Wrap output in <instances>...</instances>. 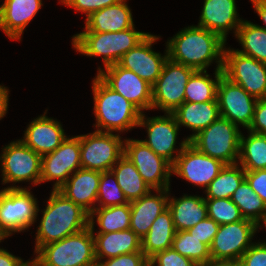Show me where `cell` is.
I'll use <instances>...</instances> for the list:
<instances>
[{"instance_id":"obj_17","label":"cell","mask_w":266,"mask_h":266,"mask_svg":"<svg viewBox=\"0 0 266 266\" xmlns=\"http://www.w3.org/2000/svg\"><path fill=\"white\" fill-rule=\"evenodd\" d=\"M217 100L221 117L249 128L258 99L222 75L217 87Z\"/></svg>"},{"instance_id":"obj_26","label":"cell","mask_w":266,"mask_h":266,"mask_svg":"<svg viewBox=\"0 0 266 266\" xmlns=\"http://www.w3.org/2000/svg\"><path fill=\"white\" fill-rule=\"evenodd\" d=\"M126 1L121 0L93 12L86 18L85 31L82 32H119L134 27L132 12Z\"/></svg>"},{"instance_id":"obj_10","label":"cell","mask_w":266,"mask_h":266,"mask_svg":"<svg viewBox=\"0 0 266 266\" xmlns=\"http://www.w3.org/2000/svg\"><path fill=\"white\" fill-rule=\"evenodd\" d=\"M194 71L168 58L160 76L152 85V110L158 108L165 113H172L182 105L186 84Z\"/></svg>"},{"instance_id":"obj_37","label":"cell","mask_w":266,"mask_h":266,"mask_svg":"<svg viewBox=\"0 0 266 266\" xmlns=\"http://www.w3.org/2000/svg\"><path fill=\"white\" fill-rule=\"evenodd\" d=\"M172 248L182 256L191 259L198 266H203L212 259L210 248L187 230L176 231Z\"/></svg>"},{"instance_id":"obj_18","label":"cell","mask_w":266,"mask_h":266,"mask_svg":"<svg viewBox=\"0 0 266 266\" xmlns=\"http://www.w3.org/2000/svg\"><path fill=\"white\" fill-rule=\"evenodd\" d=\"M225 165L222 161L199 152L188 143L172 165V175L206 189Z\"/></svg>"},{"instance_id":"obj_50","label":"cell","mask_w":266,"mask_h":266,"mask_svg":"<svg viewBox=\"0 0 266 266\" xmlns=\"http://www.w3.org/2000/svg\"><path fill=\"white\" fill-rule=\"evenodd\" d=\"M203 266H240L238 260H213L211 259Z\"/></svg>"},{"instance_id":"obj_39","label":"cell","mask_w":266,"mask_h":266,"mask_svg":"<svg viewBox=\"0 0 266 266\" xmlns=\"http://www.w3.org/2000/svg\"><path fill=\"white\" fill-rule=\"evenodd\" d=\"M207 215L219 225L235 223L243 220L240 209L229 198H205Z\"/></svg>"},{"instance_id":"obj_5","label":"cell","mask_w":266,"mask_h":266,"mask_svg":"<svg viewBox=\"0 0 266 266\" xmlns=\"http://www.w3.org/2000/svg\"><path fill=\"white\" fill-rule=\"evenodd\" d=\"M35 255L42 266H97L94 237L90 226L57 242L42 246Z\"/></svg>"},{"instance_id":"obj_14","label":"cell","mask_w":266,"mask_h":266,"mask_svg":"<svg viewBox=\"0 0 266 266\" xmlns=\"http://www.w3.org/2000/svg\"><path fill=\"white\" fill-rule=\"evenodd\" d=\"M97 76L112 90L120 93L142 113L152 110V85L118 63L105 69L98 68Z\"/></svg>"},{"instance_id":"obj_15","label":"cell","mask_w":266,"mask_h":266,"mask_svg":"<svg viewBox=\"0 0 266 266\" xmlns=\"http://www.w3.org/2000/svg\"><path fill=\"white\" fill-rule=\"evenodd\" d=\"M257 231V224L245 218L235 223L220 225L210 246L211 258L239 261L254 243L252 240Z\"/></svg>"},{"instance_id":"obj_32","label":"cell","mask_w":266,"mask_h":266,"mask_svg":"<svg viewBox=\"0 0 266 266\" xmlns=\"http://www.w3.org/2000/svg\"><path fill=\"white\" fill-rule=\"evenodd\" d=\"M249 135L240 137L238 164L245 171L266 169V136L248 131Z\"/></svg>"},{"instance_id":"obj_29","label":"cell","mask_w":266,"mask_h":266,"mask_svg":"<svg viewBox=\"0 0 266 266\" xmlns=\"http://www.w3.org/2000/svg\"><path fill=\"white\" fill-rule=\"evenodd\" d=\"M175 234L172 214L167 208L154 220L148 233L141 239L142 252L150 259L156 253L172 248Z\"/></svg>"},{"instance_id":"obj_20","label":"cell","mask_w":266,"mask_h":266,"mask_svg":"<svg viewBox=\"0 0 266 266\" xmlns=\"http://www.w3.org/2000/svg\"><path fill=\"white\" fill-rule=\"evenodd\" d=\"M47 111L30 122L21 139L41 157L53 152L67 137L61 123L46 116Z\"/></svg>"},{"instance_id":"obj_43","label":"cell","mask_w":266,"mask_h":266,"mask_svg":"<svg viewBox=\"0 0 266 266\" xmlns=\"http://www.w3.org/2000/svg\"><path fill=\"white\" fill-rule=\"evenodd\" d=\"M97 266H149V259L142 251H139L104 259L99 261Z\"/></svg>"},{"instance_id":"obj_28","label":"cell","mask_w":266,"mask_h":266,"mask_svg":"<svg viewBox=\"0 0 266 266\" xmlns=\"http://www.w3.org/2000/svg\"><path fill=\"white\" fill-rule=\"evenodd\" d=\"M168 209L172 214L176 231H186L208 217L205 198L197 195L169 197Z\"/></svg>"},{"instance_id":"obj_44","label":"cell","mask_w":266,"mask_h":266,"mask_svg":"<svg viewBox=\"0 0 266 266\" xmlns=\"http://www.w3.org/2000/svg\"><path fill=\"white\" fill-rule=\"evenodd\" d=\"M240 266H266V242L253 243L239 259Z\"/></svg>"},{"instance_id":"obj_49","label":"cell","mask_w":266,"mask_h":266,"mask_svg":"<svg viewBox=\"0 0 266 266\" xmlns=\"http://www.w3.org/2000/svg\"><path fill=\"white\" fill-rule=\"evenodd\" d=\"M253 4L254 10L258 16L262 19L265 26H260L266 30V0H250Z\"/></svg>"},{"instance_id":"obj_45","label":"cell","mask_w":266,"mask_h":266,"mask_svg":"<svg viewBox=\"0 0 266 266\" xmlns=\"http://www.w3.org/2000/svg\"><path fill=\"white\" fill-rule=\"evenodd\" d=\"M245 179L266 204V169L245 171Z\"/></svg>"},{"instance_id":"obj_13","label":"cell","mask_w":266,"mask_h":266,"mask_svg":"<svg viewBox=\"0 0 266 266\" xmlns=\"http://www.w3.org/2000/svg\"><path fill=\"white\" fill-rule=\"evenodd\" d=\"M138 126L145 127L148 134V139L142 141L171 165L174 164L178 155L189 143V139L185 138L179 144V150L175 147L180 126L177 124L176 118L172 113L149 118H146L145 113H142ZM176 151L177 154L174 156Z\"/></svg>"},{"instance_id":"obj_3","label":"cell","mask_w":266,"mask_h":266,"mask_svg":"<svg viewBox=\"0 0 266 266\" xmlns=\"http://www.w3.org/2000/svg\"><path fill=\"white\" fill-rule=\"evenodd\" d=\"M97 131L123 132L138 127L142 112L120 93L107 86L97 75L92 81Z\"/></svg>"},{"instance_id":"obj_16","label":"cell","mask_w":266,"mask_h":266,"mask_svg":"<svg viewBox=\"0 0 266 266\" xmlns=\"http://www.w3.org/2000/svg\"><path fill=\"white\" fill-rule=\"evenodd\" d=\"M80 168V135L66 137L53 152L41 157L40 184L56 180L53 190H58Z\"/></svg>"},{"instance_id":"obj_30","label":"cell","mask_w":266,"mask_h":266,"mask_svg":"<svg viewBox=\"0 0 266 266\" xmlns=\"http://www.w3.org/2000/svg\"><path fill=\"white\" fill-rule=\"evenodd\" d=\"M111 171L116 176L117 183L129 202L143 197L152 190L144 182L135 165L125 155L117 161Z\"/></svg>"},{"instance_id":"obj_42","label":"cell","mask_w":266,"mask_h":266,"mask_svg":"<svg viewBox=\"0 0 266 266\" xmlns=\"http://www.w3.org/2000/svg\"><path fill=\"white\" fill-rule=\"evenodd\" d=\"M219 226L213 219L206 217L187 231L210 248Z\"/></svg>"},{"instance_id":"obj_21","label":"cell","mask_w":266,"mask_h":266,"mask_svg":"<svg viewBox=\"0 0 266 266\" xmlns=\"http://www.w3.org/2000/svg\"><path fill=\"white\" fill-rule=\"evenodd\" d=\"M236 0H204L197 26L219 34L225 41L229 30L236 35L241 22Z\"/></svg>"},{"instance_id":"obj_34","label":"cell","mask_w":266,"mask_h":266,"mask_svg":"<svg viewBox=\"0 0 266 266\" xmlns=\"http://www.w3.org/2000/svg\"><path fill=\"white\" fill-rule=\"evenodd\" d=\"M235 37L243 47L240 52L266 64V30L253 22L243 20Z\"/></svg>"},{"instance_id":"obj_35","label":"cell","mask_w":266,"mask_h":266,"mask_svg":"<svg viewBox=\"0 0 266 266\" xmlns=\"http://www.w3.org/2000/svg\"><path fill=\"white\" fill-rule=\"evenodd\" d=\"M245 179V170L240 164L225 165L220 173L211 181L205 189L204 198H231L235 190Z\"/></svg>"},{"instance_id":"obj_11","label":"cell","mask_w":266,"mask_h":266,"mask_svg":"<svg viewBox=\"0 0 266 266\" xmlns=\"http://www.w3.org/2000/svg\"><path fill=\"white\" fill-rule=\"evenodd\" d=\"M223 75L256 99L266 98V64L236 49L224 50Z\"/></svg>"},{"instance_id":"obj_19","label":"cell","mask_w":266,"mask_h":266,"mask_svg":"<svg viewBox=\"0 0 266 266\" xmlns=\"http://www.w3.org/2000/svg\"><path fill=\"white\" fill-rule=\"evenodd\" d=\"M160 37L148 34L134 48L125 53L118 64L136 73L140 78L153 85L160 76L163 66L168 59L166 46L165 55L152 50V44Z\"/></svg>"},{"instance_id":"obj_31","label":"cell","mask_w":266,"mask_h":266,"mask_svg":"<svg viewBox=\"0 0 266 266\" xmlns=\"http://www.w3.org/2000/svg\"><path fill=\"white\" fill-rule=\"evenodd\" d=\"M214 74L215 79H212L207 70H195L186 84L184 102L204 103L216 100L217 87L223 71L215 69Z\"/></svg>"},{"instance_id":"obj_27","label":"cell","mask_w":266,"mask_h":266,"mask_svg":"<svg viewBox=\"0 0 266 266\" xmlns=\"http://www.w3.org/2000/svg\"><path fill=\"white\" fill-rule=\"evenodd\" d=\"M172 114L180 127H187L194 132L187 137L189 140L220 117L217 99L204 103L184 102Z\"/></svg>"},{"instance_id":"obj_24","label":"cell","mask_w":266,"mask_h":266,"mask_svg":"<svg viewBox=\"0 0 266 266\" xmlns=\"http://www.w3.org/2000/svg\"><path fill=\"white\" fill-rule=\"evenodd\" d=\"M42 5V0H5L0 5V29L11 40H21L23 31Z\"/></svg>"},{"instance_id":"obj_2","label":"cell","mask_w":266,"mask_h":266,"mask_svg":"<svg viewBox=\"0 0 266 266\" xmlns=\"http://www.w3.org/2000/svg\"><path fill=\"white\" fill-rule=\"evenodd\" d=\"M36 232L34 253L42 246L57 242L90 226V214L58 190L47 201Z\"/></svg>"},{"instance_id":"obj_25","label":"cell","mask_w":266,"mask_h":266,"mask_svg":"<svg viewBox=\"0 0 266 266\" xmlns=\"http://www.w3.org/2000/svg\"><path fill=\"white\" fill-rule=\"evenodd\" d=\"M94 226L90 225L95 246V257L97 263L105 259L117 257L122 254L142 251L141 238L130 228L110 233L94 234Z\"/></svg>"},{"instance_id":"obj_53","label":"cell","mask_w":266,"mask_h":266,"mask_svg":"<svg viewBox=\"0 0 266 266\" xmlns=\"http://www.w3.org/2000/svg\"><path fill=\"white\" fill-rule=\"evenodd\" d=\"M4 240V237L0 234V242Z\"/></svg>"},{"instance_id":"obj_6","label":"cell","mask_w":266,"mask_h":266,"mask_svg":"<svg viewBox=\"0 0 266 266\" xmlns=\"http://www.w3.org/2000/svg\"><path fill=\"white\" fill-rule=\"evenodd\" d=\"M230 120L219 117L207 128L193 136L189 143L199 152L226 165L238 163L241 131Z\"/></svg>"},{"instance_id":"obj_4","label":"cell","mask_w":266,"mask_h":266,"mask_svg":"<svg viewBox=\"0 0 266 266\" xmlns=\"http://www.w3.org/2000/svg\"><path fill=\"white\" fill-rule=\"evenodd\" d=\"M149 33L135 27L119 32H80L72 37V45L80 54L102 56L104 68L117 64L122 56L134 48Z\"/></svg>"},{"instance_id":"obj_22","label":"cell","mask_w":266,"mask_h":266,"mask_svg":"<svg viewBox=\"0 0 266 266\" xmlns=\"http://www.w3.org/2000/svg\"><path fill=\"white\" fill-rule=\"evenodd\" d=\"M169 194L170 189L150 190L143 197L130 202V229L141 239L148 233L154 220L168 208Z\"/></svg>"},{"instance_id":"obj_51","label":"cell","mask_w":266,"mask_h":266,"mask_svg":"<svg viewBox=\"0 0 266 266\" xmlns=\"http://www.w3.org/2000/svg\"><path fill=\"white\" fill-rule=\"evenodd\" d=\"M19 266H42L41 261L35 256L34 259L31 261H25L24 260L20 263Z\"/></svg>"},{"instance_id":"obj_1","label":"cell","mask_w":266,"mask_h":266,"mask_svg":"<svg viewBox=\"0 0 266 266\" xmlns=\"http://www.w3.org/2000/svg\"><path fill=\"white\" fill-rule=\"evenodd\" d=\"M226 41L217 33L188 26L166 42L168 58L194 70H206L213 61L222 70Z\"/></svg>"},{"instance_id":"obj_40","label":"cell","mask_w":266,"mask_h":266,"mask_svg":"<svg viewBox=\"0 0 266 266\" xmlns=\"http://www.w3.org/2000/svg\"><path fill=\"white\" fill-rule=\"evenodd\" d=\"M198 266L173 248L156 253L149 259V266Z\"/></svg>"},{"instance_id":"obj_38","label":"cell","mask_w":266,"mask_h":266,"mask_svg":"<svg viewBox=\"0 0 266 266\" xmlns=\"http://www.w3.org/2000/svg\"><path fill=\"white\" fill-rule=\"evenodd\" d=\"M97 203L96 207H109L130 203L118 185L116 176L112 171L101 172Z\"/></svg>"},{"instance_id":"obj_36","label":"cell","mask_w":266,"mask_h":266,"mask_svg":"<svg viewBox=\"0 0 266 266\" xmlns=\"http://www.w3.org/2000/svg\"><path fill=\"white\" fill-rule=\"evenodd\" d=\"M230 199L238 206L245 219L252 220L256 224L266 213V204L254 192L246 179L242 181Z\"/></svg>"},{"instance_id":"obj_9","label":"cell","mask_w":266,"mask_h":266,"mask_svg":"<svg viewBox=\"0 0 266 266\" xmlns=\"http://www.w3.org/2000/svg\"><path fill=\"white\" fill-rule=\"evenodd\" d=\"M119 134L101 132L80 135L81 168L105 172L124 155V140Z\"/></svg>"},{"instance_id":"obj_8","label":"cell","mask_w":266,"mask_h":266,"mask_svg":"<svg viewBox=\"0 0 266 266\" xmlns=\"http://www.w3.org/2000/svg\"><path fill=\"white\" fill-rule=\"evenodd\" d=\"M0 166L2 171V183H13L7 189H23L15 186L18 182H31L40 184L41 156L29 148L21 139L12 141L2 148Z\"/></svg>"},{"instance_id":"obj_46","label":"cell","mask_w":266,"mask_h":266,"mask_svg":"<svg viewBox=\"0 0 266 266\" xmlns=\"http://www.w3.org/2000/svg\"><path fill=\"white\" fill-rule=\"evenodd\" d=\"M247 130L266 136V98L257 100L253 120Z\"/></svg>"},{"instance_id":"obj_12","label":"cell","mask_w":266,"mask_h":266,"mask_svg":"<svg viewBox=\"0 0 266 266\" xmlns=\"http://www.w3.org/2000/svg\"><path fill=\"white\" fill-rule=\"evenodd\" d=\"M124 155L135 165L144 182L152 189H170L172 165L158 156L141 139H125Z\"/></svg>"},{"instance_id":"obj_48","label":"cell","mask_w":266,"mask_h":266,"mask_svg":"<svg viewBox=\"0 0 266 266\" xmlns=\"http://www.w3.org/2000/svg\"><path fill=\"white\" fill-rule=\"evenodd\" d=\"M9 89L0 85V120L7 114L9 102Z\"/></svg>"},{"instance_id":"obj_23","label":"cell","mask_w":266,"mask_h":266,"mask_svg":"<svg viewBox=\"0 0 266 266\" xmlns=\"http://www.w3.org/2000/svg\"><path fill=\"white\" fill-rule=\"evenodd\" d=\"M101 172L80 168L58 189L89 214L96 208Z\"/></svg>"},{"instance_id":"obj_7","label":"cell","mask_w":266,"mask_h":266,"mask_svg":"<svg viewBox=\"0 0 266 266\" xmlns=\"http://www.w3.org/2000/svg\"><path fill=\"white\" fill-rule=\"evenodd\" d=\"M28 188L0 190V234L7 238L35 224L39 207Z\"/></svg>"},{"instance_id":"obj_47","label":"cell","mask_w":266,"mask_h":266,"mask_svg":"<svg viewBox=\"0 0 266 266\" xmlns=\"http://www.w3.org/2000/svg\"><path fill=\"white\" fill-rule=\"evenodd\" d=\"M22 261L21 257H16L6 249L0 248V266H19Z\"/></svg>"},{"instance_id":"obj_33","label":"cell","mask_w":266,"mask_h":266,"mask_svg":"<svg viewBox=\"0 0 266 266\" xmlns=\"http://www.w3.org/2000/svg\"><path fill=\"white\" fill-rule=\"evenodd\" d=\"M130 203L109 207H96L90 213V225L95 219L99 226L97 233H110L123 231L130 228ZM96 217V218H95Z\"/></svg>"},{"instance_id":"obj_52","label":"cell","mask_w":266,"mask_h":266,"mask_svg":"<svg viewBox=\"0 0 266 266\" xmlns=\"http://www.w3.org/2000/svg\"><path fill=\"white\" fill-rule=\"evenodd\" d=\"M263 224L266 228V213H265L264 217L257 223V229L262 228Z\"/></svg>"},{"instance_id":"obj_41","label":"cell","mask_w":266,"mask_h":266,"mask_svg":"<svg viewBox=\"0 0 266 266\" xmlns=\"http://www.w3.org/2000/svg\"><path fill=\"white\" fill-rule=\"evenodd\" d=\"M121 0H60L63 5L69 6L82 12L89 17L93 12L101 10L107 6L117 4Z\"/></svg>"}]
</instances>
